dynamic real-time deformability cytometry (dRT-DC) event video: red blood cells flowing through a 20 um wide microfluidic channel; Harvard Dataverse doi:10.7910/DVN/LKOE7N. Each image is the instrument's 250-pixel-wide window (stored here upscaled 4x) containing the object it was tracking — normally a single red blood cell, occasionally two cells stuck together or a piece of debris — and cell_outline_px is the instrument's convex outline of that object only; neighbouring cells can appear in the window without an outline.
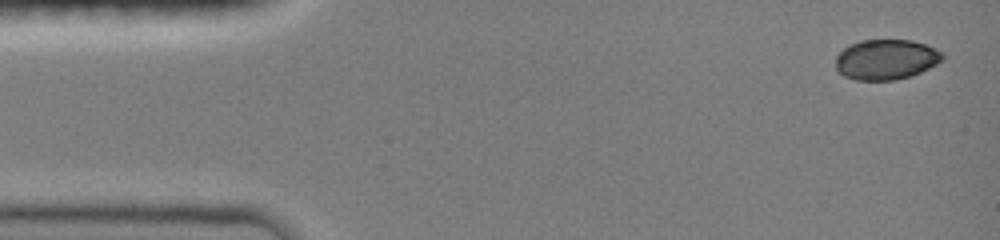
{"species": "common noctule bat (a hibernating species)", "species_latin": "Nyctalus noctula", "temperature_condition": "room temperature", "stored_images_in_passage": 9, "camera_frame_rate_fps": 3000, "um_per_image_px": 0.085, "animal": {"sex": "female", "body_mass_g": 19.0, "forearm_length_mm": 51.5}, "frame": {"image": 1, "passage_image": 1, "time_ms": 0.0, "image_size_px": [1000, 240], "cell_outline_px": [[944, 60], [912, 76], [896, 80], [856, 80], [844, 76], [836, 68], [836, 56], [848, 44], [860, 40], [912, 40], [936, 48], [944, 52]], "centroid_in_image_um": [75.33, 5.05], "position_along_channel_um": 9.7, "area_um2": 25.26}}
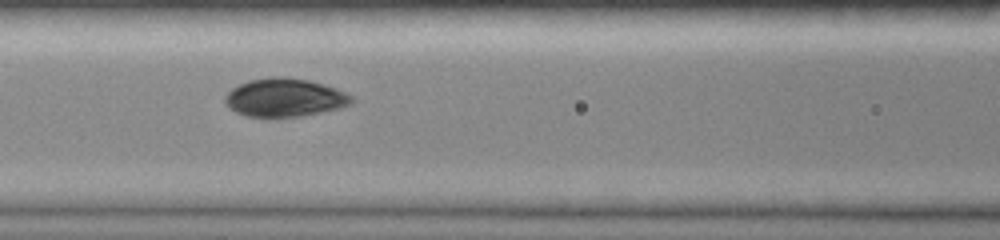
{"frame": {"image": 2, "passage_image": 7, "time_ms": 6.0, "image_size_px": [1000, 240], "cell_outline_px": [[352, 104], [340, 108], [300, 116], [244, 116], [228, 108], [224, 100], [224, 96], [232, 88], [248, 80], [276, 76], [288, 76], [308, 80], [324, 84], [336, 88], [352, 96]], "centroid_in_image_um": [24.18, 8.28], "position_along_channel_um": 142.4, "area_um2": 28.21}}
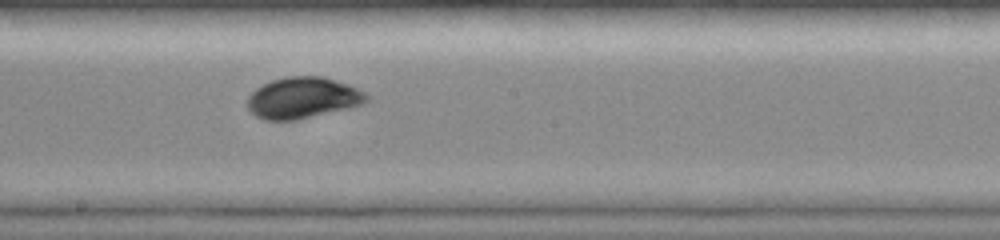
{"frame": {"image": 3, "passage_image": 9, "time_ms": 8.0, "image_size_px": [1000, 240], "cell_outline_px": [[372, 96], [364, 104], [348, 108], [296, 120], [264, 120], [256, 116], [248, 108], [248, 96], [256, 88], [272, 80], [288, 76], [324, 76], [348, 84]], "centroid_in_image_um": [25.76, 8.31], "position_along_channel_um": 222.4, "area_um2": 28.61}}